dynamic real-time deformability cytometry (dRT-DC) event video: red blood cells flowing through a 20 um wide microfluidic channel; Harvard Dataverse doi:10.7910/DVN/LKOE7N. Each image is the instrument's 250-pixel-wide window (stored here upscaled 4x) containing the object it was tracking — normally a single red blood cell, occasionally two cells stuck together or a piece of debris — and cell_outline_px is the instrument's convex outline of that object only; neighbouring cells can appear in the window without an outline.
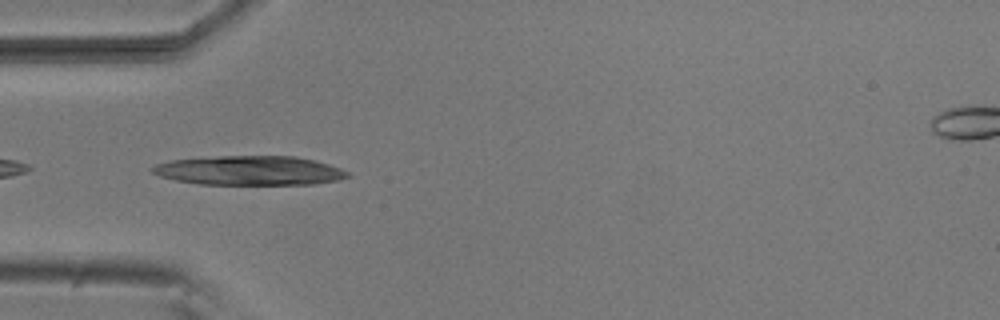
{"species": "common noctule bat (a hibernating species)", "species_latin": "Nyctalus noctula", "temperature_condition": "room temperature", "stored_images_in_passage": 12, "camera_frame_rate_fps": 3000, "um_per_image_px": 0.085, "animal": {"sex": "male", "body_mass_g": 20.5, "forearm_length_mm": 52.5}, "frame": {"image": 1, "passage_image": 6, "time_ms": 1.667, "image_size_px": [1000, 320], "cell_outline_px": [[352, 176], [340, 180], [312, 184], [200, 184], [176, 180], [160, 176], [152, 172], [148, 168], [156, 164], [168, 160], [220, 156], [296, 156], [316, 160], [340, 168], [348, 172]], "centroid_in_image_um": [21.22, 14.49], "position_along_channel_um": 63.8, "area_um2": 33.47}}